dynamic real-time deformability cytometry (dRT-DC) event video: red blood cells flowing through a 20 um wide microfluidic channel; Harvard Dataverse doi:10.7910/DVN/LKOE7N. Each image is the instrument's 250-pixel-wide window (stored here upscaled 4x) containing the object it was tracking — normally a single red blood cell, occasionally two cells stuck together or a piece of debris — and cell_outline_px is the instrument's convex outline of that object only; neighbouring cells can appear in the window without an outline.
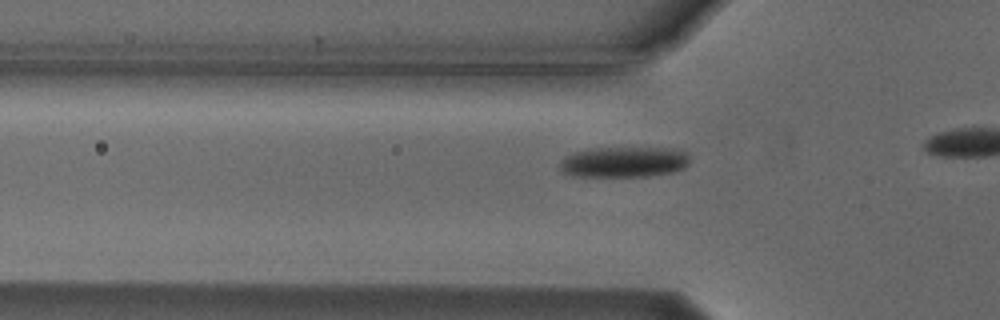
{"species": "Egyptian fruit bat (a non-hibernating species)", "species_latin": "Rousettus aegyptiacus", "temperature_condition": "cold", "stored_images_in_passage": 14, "camera_frame_rate_fps": 3000, "um_per_image_px": 0.085, "animal": {"sex": "male"}, "frame": {"image": 1, "passage_image": 8, "time_ms": 2.333, "image_size_px": [1000, 320], "cell_outline_px": [[688, 164], [684, 168], [672, 172], [648, 176], [572, 176], [560, 172], [560, 160], [564, 156], [572, 152], [592, 148], [676, 148], [688, 152]], "centroid_in_image_um": [53.01, 13.76], "position_along_channel_um": 72.8, "area_um2": 23.47}}
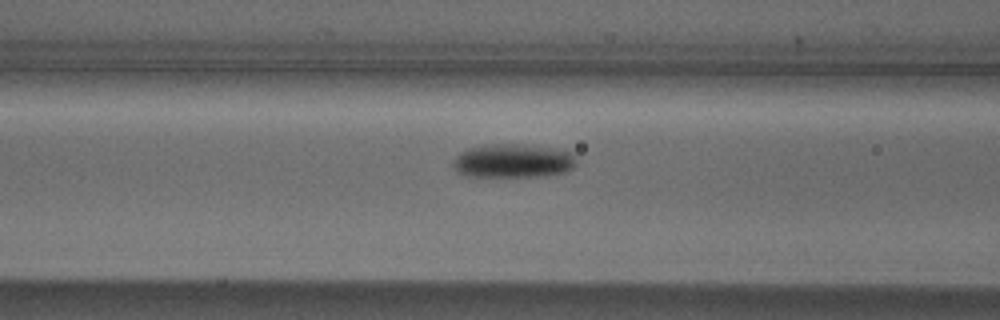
{"frame": {"image": 2, "passage_image": 12, "time_ms": 3.667, "image_size_px": [1000, 320], "cell_outline_px": [[576, 164], [572, 168], [564, 172], [544, 176], [468, 176], [456, 172], [452, 164], [456, 156], [460, 152], [468, 148], [496, 144], [524, 144], [552, 148], [572, 152], [576, 160]], "centroid_in_image_um": [43.61, 13.67], "position_along_channel_um": 123.0, "area_um2": 24.22}}